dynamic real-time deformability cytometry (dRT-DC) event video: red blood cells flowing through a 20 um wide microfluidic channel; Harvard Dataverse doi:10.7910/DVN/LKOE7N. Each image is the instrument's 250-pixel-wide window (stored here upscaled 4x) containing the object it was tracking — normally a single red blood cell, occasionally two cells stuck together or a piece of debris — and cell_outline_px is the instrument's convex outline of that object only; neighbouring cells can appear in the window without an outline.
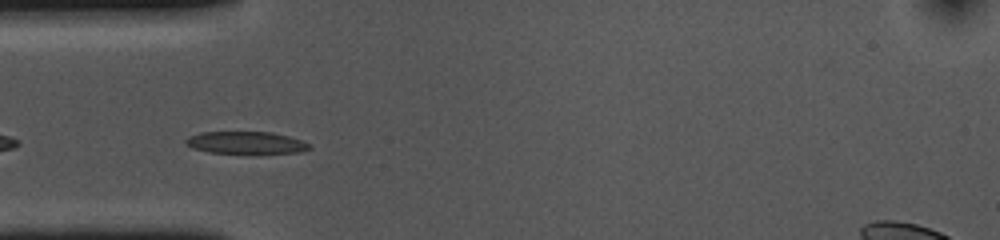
{"species": "common noctule bat (a hibernating species)", "species_latin": "Nyctalus noctula", "temperature_condition": "cold", "stored_images_in_passage": 42, "camera_frame_rate_fps": 3000, "um_per_image_px": 0.085, "animal": {"sex": "female", "body_mass_g": 10.0, "forearm_length_mm": 53.1}, "frame": {"image": 1, "passage_image": 3, "time_ms": 0.667, "image_size_px": [1000, 240], "cell_outline_px": [[312, 148], [300, 152], [252, 156], [208, 152], [192, 148], [184, 144], [184, 140], [188, 136], [200, 132], [272, 132], [288, 136], [300, 140], [308, 144]], "centroid_in_image_um": [20.88, 12.18], "position_along_channel_um": 64.1, "area_um2": 16.99}}
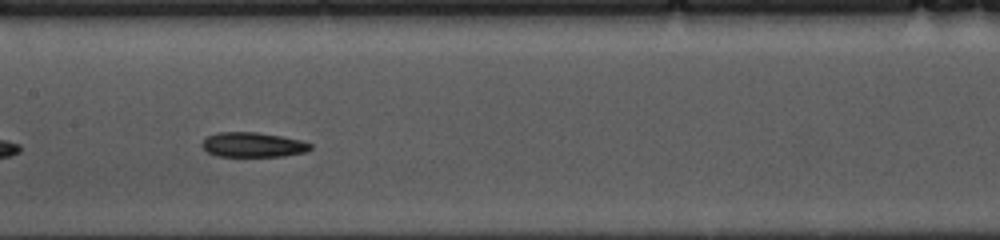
{"frame": {"image": 2, "passage_image": 13, "time_ms": 4.0, "image_size_px": [1000, 240], "cell_outline_px": [[312, 148], [304, 152], [284, 156], [216, 156], [208, 152], [200, 144], [208, 136], [216, 132], [256, 132], [280, 136], [300, 140], [312, 144]], "centroid_in_image_um": [21.48, 12.3], "position_along_channel_um": 185.9, "area_um2": 15.55}}
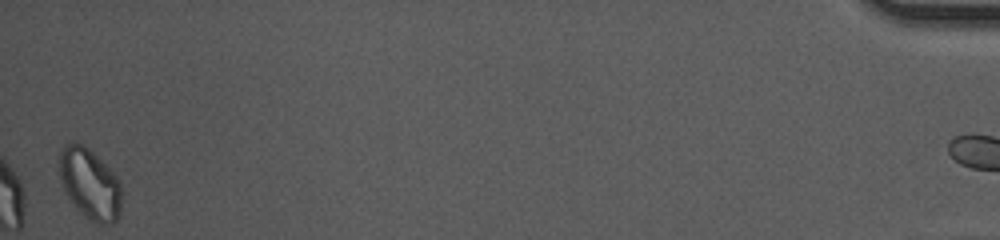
{"frame": {"image": 3, "passage_image": 41, "time_ms": 13.333, "image_size_px": [1000, 240], "cell_outline_px": [[120, 212], [116, 220], [112, 224], [96, 224], [80, 212], [76, 208], [64, 192], [60, 180], [60, 148], [76, 140], [84, 144], [116, 176], [120, 184]], "centroid_in_image_um": [7.61, 15.63], "position_along_channel_um": 427.6, "area_um2": 25.49}, "authors_computed_cell_mechanics": {"area_um2": 16.6464, "velocity_mm_per_s": 3.6423, "shape_relaxation_time_tau1_ms": 6.5855, "shape_relaxation_time_tau2_ms": 6.0249, "deformation_change_tau1": 0.1482, "deformation_change_tau2": 0.0915}}